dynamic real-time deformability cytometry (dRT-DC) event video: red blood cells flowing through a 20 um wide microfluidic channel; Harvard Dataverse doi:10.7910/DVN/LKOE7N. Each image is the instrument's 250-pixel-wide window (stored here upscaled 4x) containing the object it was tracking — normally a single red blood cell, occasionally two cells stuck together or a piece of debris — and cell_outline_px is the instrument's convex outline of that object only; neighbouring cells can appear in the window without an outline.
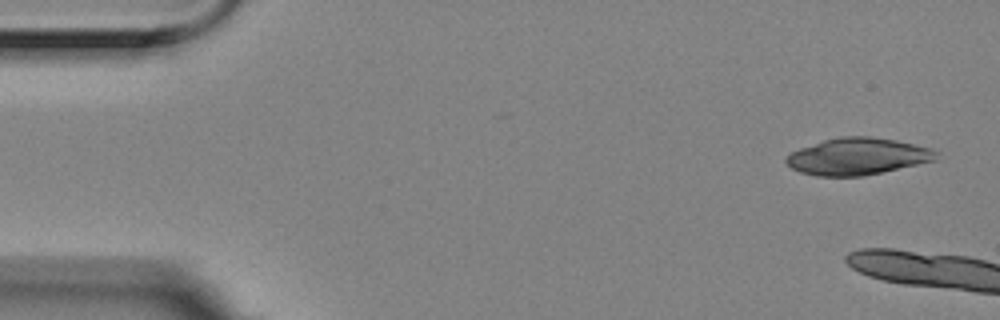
{"species": "Egyptian fruit bat (a non-hibernating species)", "species_latin": "Rousettus aegyptiacus", "temperature_condition": "room temperature", "stored_images_in_passage": 6, "camera_frame_rate_fps": 3000, "um_per_image_px": 0.085, "animal": {"sex": "female"}, "frame": {"image": 1, "passage_image": 1, "time_ms": 0.0, "image_size_px": [1000, 320], "cell_outline_px": [[940, 160], [860, 176], [816, 176], [800, 172], [792, 168], [784, 160], [792, 152], [800, 148], [824, 140], [840, 136], [868, 136], [896, 140], [928, 148], [940, 152]], "centroid_in_image_um": [72.94, 13.29], "position_along_channel_um": 12.1, "area_um2": 32.14}}